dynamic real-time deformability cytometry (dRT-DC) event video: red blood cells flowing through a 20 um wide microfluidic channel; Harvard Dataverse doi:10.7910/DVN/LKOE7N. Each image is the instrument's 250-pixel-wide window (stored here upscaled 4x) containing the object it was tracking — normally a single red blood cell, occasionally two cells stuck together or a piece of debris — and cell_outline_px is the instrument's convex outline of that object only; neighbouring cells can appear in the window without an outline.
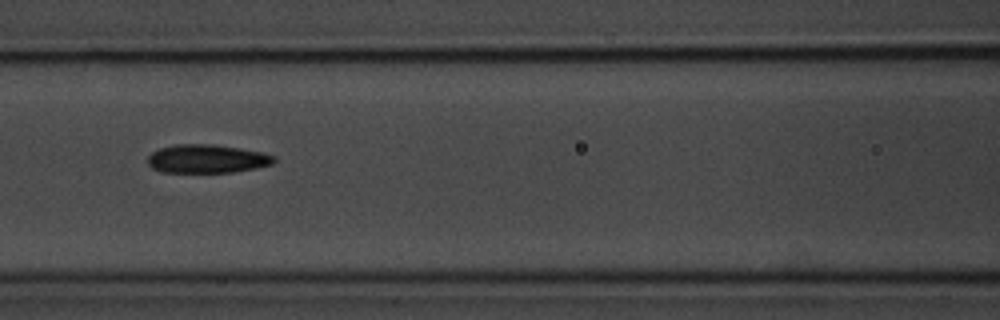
{"species": "common noctule bat (a hibernating species)", "species_latin": "Nyctalus noctula", "temperature_condition": "room temperature", "stored_images_in_passage": 8, "camera_frame_rate_fps": 3000, "um_per_image_px": 0.085, "animal": {"sex": "male", "body_mass_g": 20.1, "forearm_length_mm": 53.5}, "frame": {"image": 1, "passage_image": 8, "time_ms": 8.0, "image_size_px": [1000, 320], "cell_outline_px": [[276, 160], [272, 164], [256, 168], [232, 172], [160, 172], [152, 168], [148, 164], [148, 156], [152, 152], [160, 148], [176, 144], [212, 144], [240, 148], [260, 152], [276, 156]], "centroid_in_image_um": [17.58, 13.5], "position_along_channel_um": 149.0, "area_um2": 20.98}}